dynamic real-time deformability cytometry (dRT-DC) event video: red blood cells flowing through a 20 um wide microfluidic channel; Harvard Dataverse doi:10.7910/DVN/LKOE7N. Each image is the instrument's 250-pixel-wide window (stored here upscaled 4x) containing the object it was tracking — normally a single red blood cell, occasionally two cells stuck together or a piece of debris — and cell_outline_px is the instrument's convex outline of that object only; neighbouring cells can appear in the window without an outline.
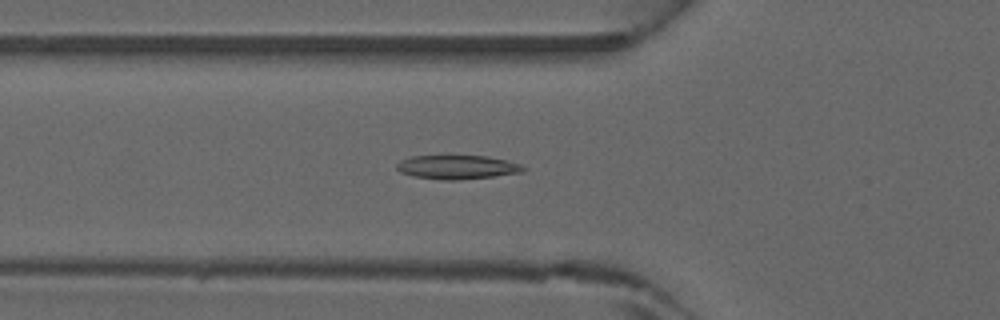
{"species": "common noctule bat (a hibernating species)", "species_latin": "Nyctalus noctula", "temperature_condition": "warm", "stored_images_in_passage": 44, "camera_frame_rate_fps": 3000, "um_per_image_px": 0.085, "animal": {"sex": "male", "forearm_length_mm": 52.5}, "frame": {"image": 1, "passage_image": 15, "time_ms": 4.667, "image_size_px": [1000, 320], "cell_outline_px": [[528, 168], [524, 172], [460, 180], [444, 180], [412, 176], [400, 172], [396, 168], [396, 164], [400, 160], [412, 156], [488, 156], [508, 160], [520, 164]], "centroid_in_image_um": [38.88, 14.2], "position_along_channel_um": 86.9, "area_um2": 17.74}}
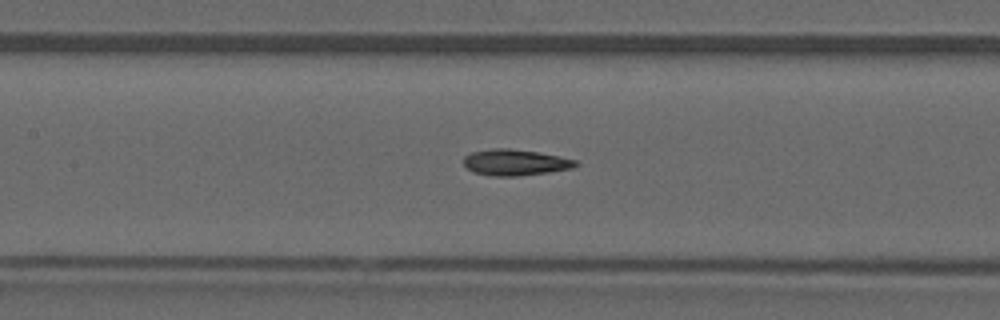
{"frame": {"image": 2, "passage_image": 20, "time_ms": 6.333, "image_size_px": [1000, 320], "cell_outline_px": [[580, 164], [572, 168], [548, 172], [520, 176], [492, 176], [472, 172], [464, 164], [464, 156], [472, 152], [492, 148], [508, 148], [536, 152], [560, 156], [576, 160]], "centroid_in_image_um": [43.79, 13.81], "position_along_channel_um": 163.6, "area_um2": 17.05}}
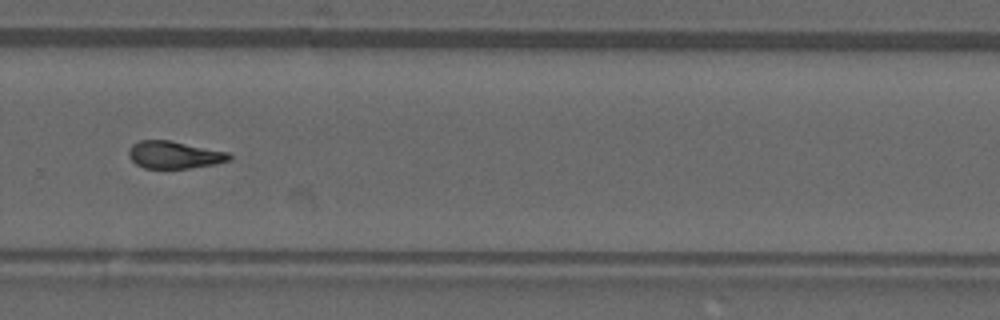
{"frame": {"image": 3, "passage_image": 30, "time_ms": 9.667, "image_size_px": [1000, 320], "cell_outline_px": [[232, 156], [228, 160], [216, 164], [192, 168], [144, 168], [136, 164], [128, 156], [128, 148], [132, 144], [140, 140], [168, 140], [228, 152]], "centroid_in_image_um": [14.78, 13.16], "position_along_channel_um": 315.0, "area_um2": 16.01}}